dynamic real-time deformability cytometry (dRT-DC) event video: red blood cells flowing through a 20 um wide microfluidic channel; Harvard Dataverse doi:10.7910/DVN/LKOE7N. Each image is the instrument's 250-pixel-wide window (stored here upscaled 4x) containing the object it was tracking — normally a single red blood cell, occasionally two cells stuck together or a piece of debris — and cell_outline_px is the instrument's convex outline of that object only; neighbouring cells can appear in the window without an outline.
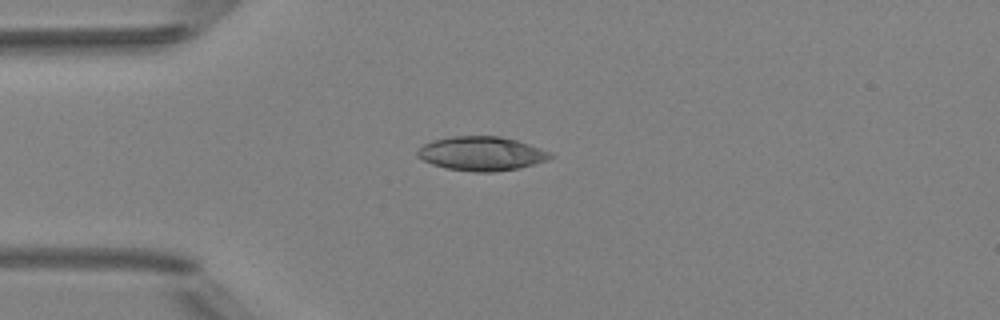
{"species": "Egyptian fruit bat (a non-hibernating species)", "species_latin": "Rousettus aegyptiacus", "temperature_condition": "room temperature", "stored_images_in_passage": 5, "camera_frame_rate_fps": 3000, "um_per_image_px": 0.085, "animal": {"sex": "female"}, "frame": {"image": 1, "passage_image": 4, "time_ms": 3.667, "image_size_px": [1000, 320], "cell_outline_px": [[556, 156], [548, 160], [520, 168], [492, 172], [472, 172], [444, 168], [432, 164], [416, 156], [416, 152], [424, 144], [432, 140], [452, 136], [500, 136], [516, 140], [552, 152]], "centroid_in_image_um": [40.94, 13.06], "position_along_channel_um": 44.1, "area_um2": 26.59}}